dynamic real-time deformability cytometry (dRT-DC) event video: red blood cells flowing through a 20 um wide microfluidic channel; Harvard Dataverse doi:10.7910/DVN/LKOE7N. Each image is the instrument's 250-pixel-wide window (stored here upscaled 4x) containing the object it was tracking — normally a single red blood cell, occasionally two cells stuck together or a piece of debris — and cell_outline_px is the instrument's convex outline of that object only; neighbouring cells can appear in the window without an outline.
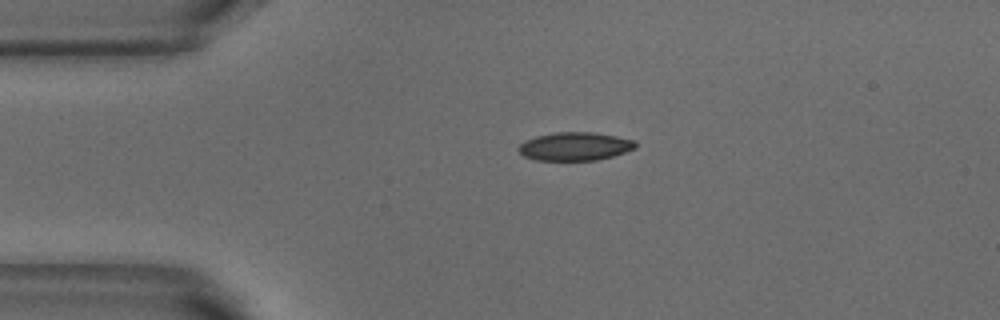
{"species": "common noctule bat (a hibernating species)", "species_latin": "Nyctalus noctula", "temperature_condition": "warm", "stored_images_in_passage": 3, "camera_frame_rate_fps": 3000, "um_per_image_px": 0.085, "animal": {"sex": "male", "body_mass_g": 18.8}, "frame": {"image": 1, "passage_image": 1, "time_ms": 0.0, "image_size_px": [1000, 320], "cell_outline_px": [[636, 148], [612, 156], [596, 160], [536, 160], [524, 156], [516, 148], [524, 140], [536, 136], [556, 132], [592, 132], [616, 136], [636, 140]], "centroid_in_image_um": [48.85, 12.43], "position_along_channel_um": 36.1, "area_um2": 19.31}}
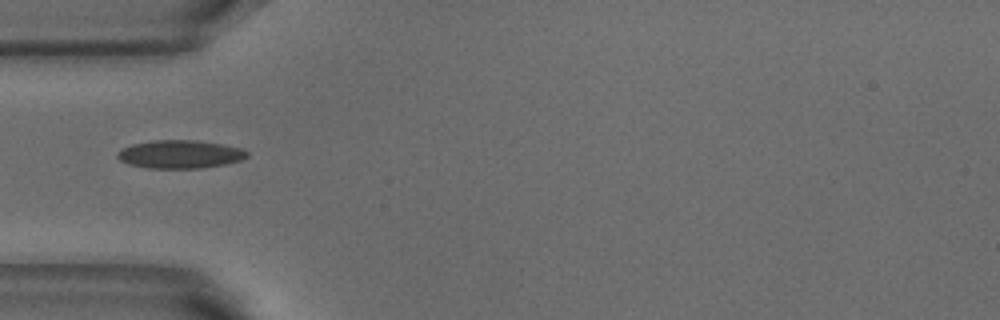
{"frame": {"image": 2, "passage_image": 2, "time_ms": 0.333, "image_size_px": [1000, 320], "cell_outline_px": [[248, 156], [240, 160], [224, 164], [200, 168], [148, 168], [128, 164], [120, 160], [116, 156], [124, 148], [132, 144], [152, 140], [196, 140], [224, 144], [240, 148], [248, 152]], "centroid_in_image_um": [15.31, 13.1], "position_along_channel_um": 69.7, "area_um2": 21.15}}
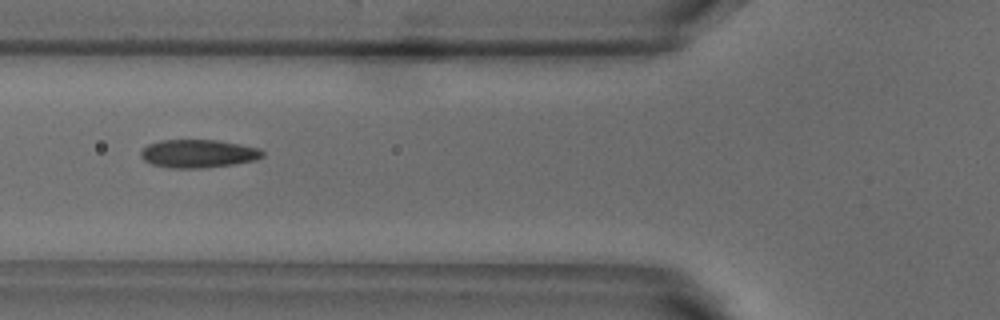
{"frame": {"image": 3, "passage_image": 3, "time_ms": 0.667, "image_size_px": [1000, 320], "cell_outline_px": [[264, 156], [256, 160], [232, 164], [204, 168], [172, 168], [152, 164], [144, 160], [140, 156], [140, 152], [148, 144], [160, 140], [216, 140], [240, 144], [260, 148], [264, 152]], "centroid_in_image_um": [16.86, 13.05], "position_along_channel_um": 108.9, "area_um2": 20.0}}